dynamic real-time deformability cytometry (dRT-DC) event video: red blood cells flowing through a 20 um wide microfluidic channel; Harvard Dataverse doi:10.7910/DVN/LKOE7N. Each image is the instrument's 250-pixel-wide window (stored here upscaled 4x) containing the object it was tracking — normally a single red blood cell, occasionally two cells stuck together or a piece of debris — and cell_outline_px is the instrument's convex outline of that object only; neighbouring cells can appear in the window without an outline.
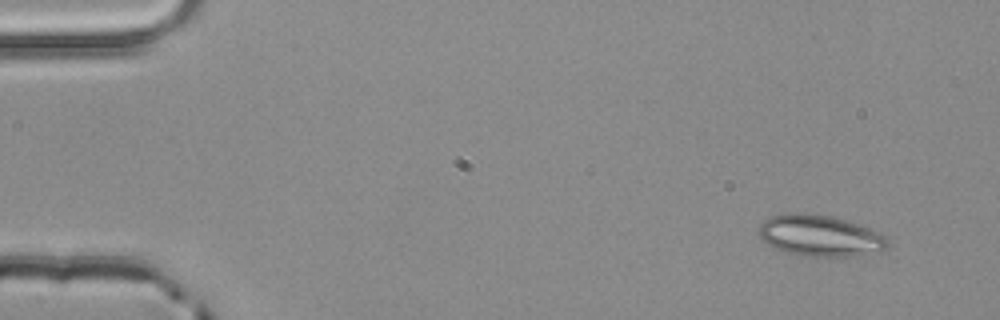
{"species": "common noctule bat (a hibernating species)", "species_latin": "Nyctalus noctula", "temperature_condition": "room temperature", "stored_images_in_passage": 4, "camera_frame_rate_fps": 3000, "um_per_image_px": 0.085, "animal": {"sex": "male", "body_mass_g": 20.4}, "frame": {"image": 1, "passage_image": 1, "time_ms": 0.0, "image_size_px": [1000, 320], "cell_outline_px": [[888, 248], [880, 252], [864, 256], [800, 256], [772, 248], [756, 232], [760, 224], [764, 220], [772, 216], [784, 212], [800, 212], [832, 216], [860, 224], [880, 232], [888, 236]], "centroid_in_image_um": [69.73, 20.03], "position_along_channel_um": 15.3, "area_um2": 31.79}}